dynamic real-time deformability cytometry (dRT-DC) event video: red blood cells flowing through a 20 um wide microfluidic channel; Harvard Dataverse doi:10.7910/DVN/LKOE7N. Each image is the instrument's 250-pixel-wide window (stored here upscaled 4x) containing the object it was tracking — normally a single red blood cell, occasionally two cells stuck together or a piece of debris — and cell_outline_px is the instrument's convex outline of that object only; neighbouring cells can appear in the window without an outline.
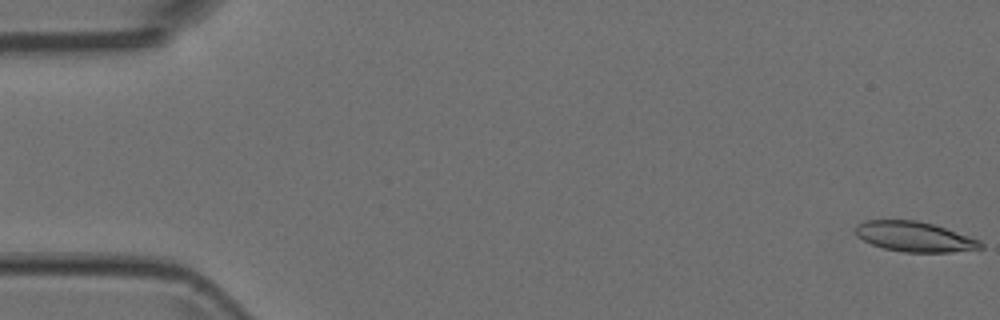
{"species": "Egyptian fruit bat (a non-hibernating species)", "species_latin": "Rousettus aegyptiacus", "temperature_condition": "room temperature", "stored_images_in_passage": 6, "camera_frame_rate_fps": 3000, "um_per_image_px": 0.085, "animal": {"sex": "female"}, "frame": {"image": 1, "passage_image": 1, "time_ms": 0.0, "image_size_px": [1000, 320], "cell_outline_px": [[984, 248], [952, 252], [904, 252], [884, 248], [872, 244], [856, 236], [856, 228], [864, 220], [920, 220], [980, 240], [984, 244]], "centroid_in_image_um": [77.76, 20.12], "position_along_channel_um": 7.2, "area_um2": 21.73}}